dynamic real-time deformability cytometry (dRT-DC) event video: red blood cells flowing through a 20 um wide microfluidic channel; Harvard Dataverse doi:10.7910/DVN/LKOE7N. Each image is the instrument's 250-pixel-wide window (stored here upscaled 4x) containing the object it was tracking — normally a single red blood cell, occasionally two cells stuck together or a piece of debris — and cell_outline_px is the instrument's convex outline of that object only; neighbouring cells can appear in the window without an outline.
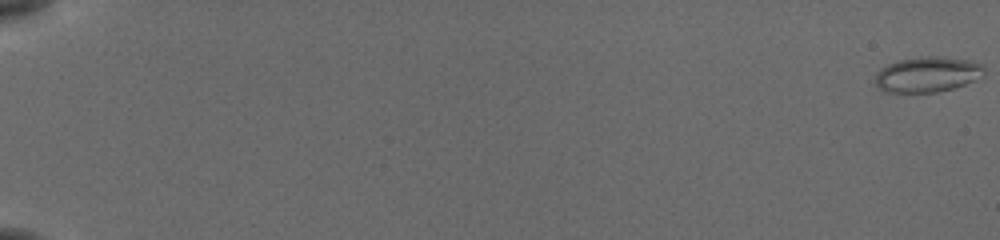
{"species": "common noctule bat (a hibernating species)", "species_latin": "Nyctalus noctula", "temperature_condition": "cold", "stored_images_in_passage": 58, "camera_frame_rate_fps": 3000, "um_per_image_px": 0.085, "animal": {"sex": "female", "body_mass_g": 19.5, "forearm_length_mm": 54.1}, "frame": {"image": 1, "passage_image": 1, "time_ms": 0.0, "image_size_px": [1000, 240], "cell_outline_px": [[984, 76], [964, 84], [952, 88], [936, 92], [884, 92], [876, 84], [876, 72], [888, 64], [900, 60], [964, 60], [980, 64], [984, 68]], "centroid_in_image_um": [78.79, 6.4], "position_along_channel_um": 6.2, "area_um2": 20.98}}
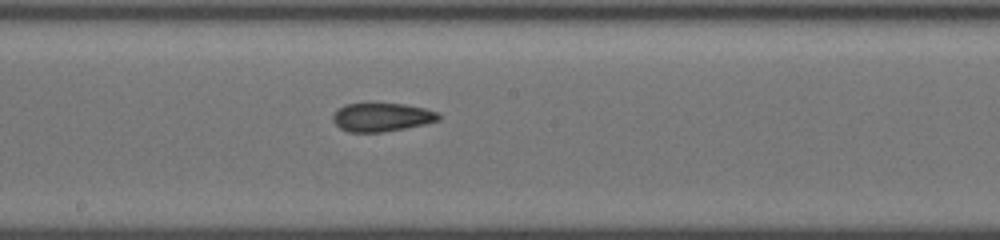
{"frame": {"image": 2, "passage_image": 34, "time_ms": 11.0, "image_size_px": [1000, 240], "cell_outline_px": [[440, 120], [424, 124], [384, 132], [348, 132], [340, 128], [332, 120], [332, 116], [344, 104], [404, 104], [424, 108], [436, 112], [440, 116]], "centroid_in_image_um": [32.44, 9.97], "position_along_channel_um": 215.8, "area_um2": 17.34}}
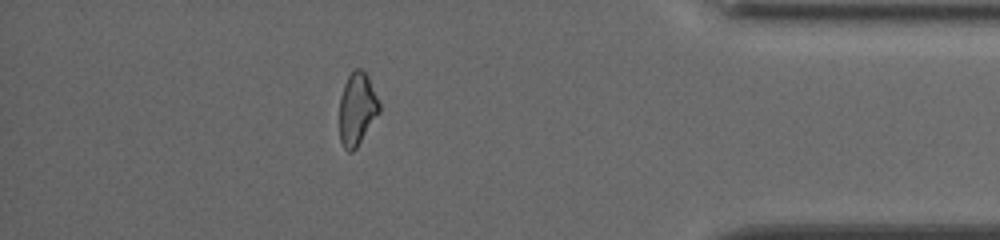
{"frame": {"image": 3, "passage_image": 51, "time_ms": 16.667, "image_size_px": [1000, 240], "cell_outline_px": [[380, 112], [356, 148], [352, 152], [348, 152], [344, 148], [340, 140], [340, 96], [344, 84], [348, 76], [356, 68], [360, 68], [368, 76], [380, 104]], "centroid_in_image_um": [30.35, 9.27], "position_along_channel_um": 404.9, "area_um2": 16.76}}